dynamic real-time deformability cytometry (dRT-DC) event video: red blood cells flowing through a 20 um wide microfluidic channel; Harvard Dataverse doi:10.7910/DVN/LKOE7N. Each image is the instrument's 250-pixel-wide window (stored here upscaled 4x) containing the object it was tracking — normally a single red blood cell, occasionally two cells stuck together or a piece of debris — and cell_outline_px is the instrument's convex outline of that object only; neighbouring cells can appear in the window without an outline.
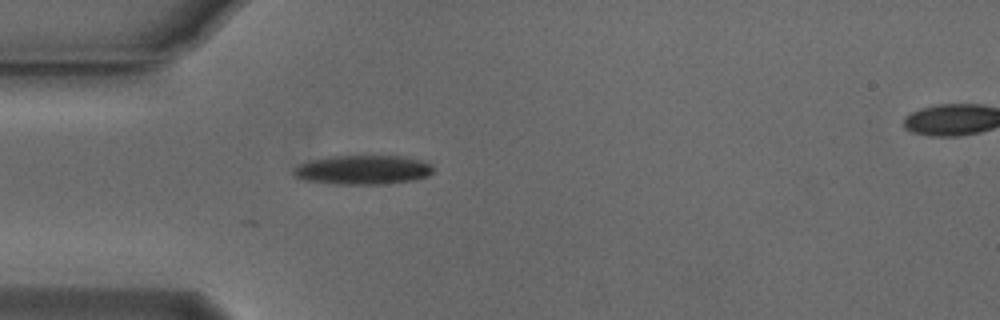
{"species": "Egyptian fruit bat (a non-hibernating species)", "species_latin": "Rousettus aegyptiacus", "temperature_condition": "cold", "stored_images_in_passage": 30, "camera_frame_rate_fps": 3000, "um_per_image_px": 0.085, "animal": {"sex": "male"}, "frame": {"image": 1, "passage_image": 1, "time_ms": 0.0, "image_size_px": [1000, 320], "cell_outline_px": [[432, 172], [428, 176], [412, 180], [388, 184], [332, 184], [304, 180], [292, 176], [292, 168], [300, 164], [312, 160], [328, 156], [404, 156], [424, 160], [432, 164]], "centroid_in_image_um": [30.83, 14.44], "position_along_channel_um": 54.2, "area_um2": 24.1}}
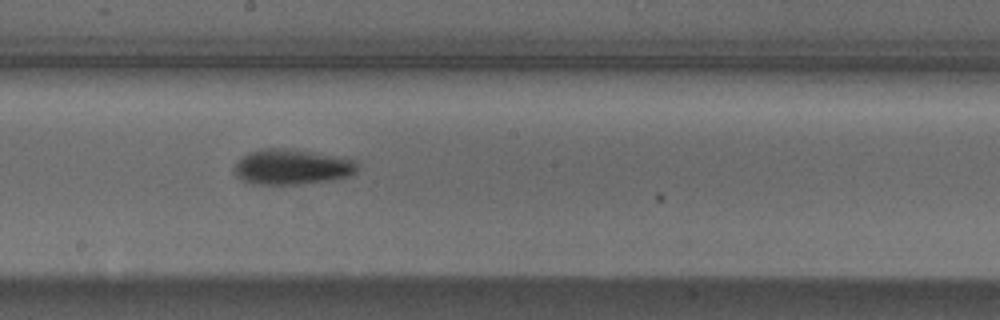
{"frame": {"image": 2, "passage_image": 15, "time_ms": 4.667, "image_size_px": [1000, 320], "cell_outline_px": [[356, 172], [348, 176], [332, 180], [300, 184], [252, 184], [240, 180], [232, 172], [232, 168], [248, 152], [264, 148], [288, 148], [344, 156], [352, 160], [356, 164]], "centroid_in_image_um": [24.78, 14.18], "position_along_channel_um": 223.4, "area_um2": 25.66}}
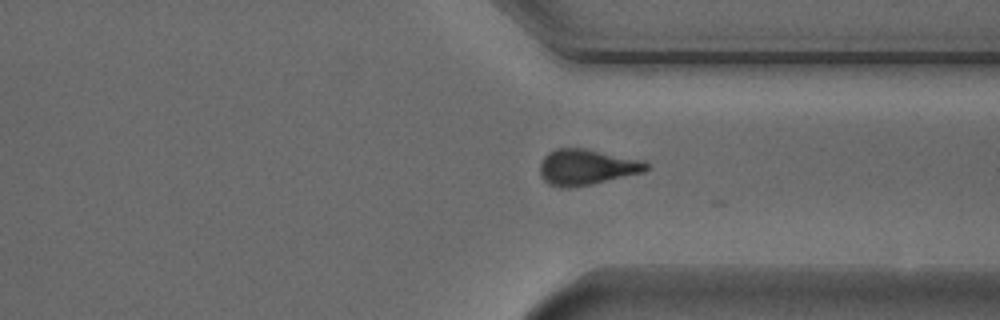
{"frame": {"image": 3, "passage_image": 26, "time_ms": 8.333, "image_size_px": [1000, 320], "cell_outline_px": [[648, 168], [644, 172], [592, 184], [568, 188], [564, 188], [548, 184], [540, 176], [540, 164], [544, 156], [548, 152], [556, 148], [584, 148], [644, 160], [648, 164]], "centroid_in_image_um": [49.85, 14.2], "position_along_channel_um": 361.6, "area_um2": 22.25}}